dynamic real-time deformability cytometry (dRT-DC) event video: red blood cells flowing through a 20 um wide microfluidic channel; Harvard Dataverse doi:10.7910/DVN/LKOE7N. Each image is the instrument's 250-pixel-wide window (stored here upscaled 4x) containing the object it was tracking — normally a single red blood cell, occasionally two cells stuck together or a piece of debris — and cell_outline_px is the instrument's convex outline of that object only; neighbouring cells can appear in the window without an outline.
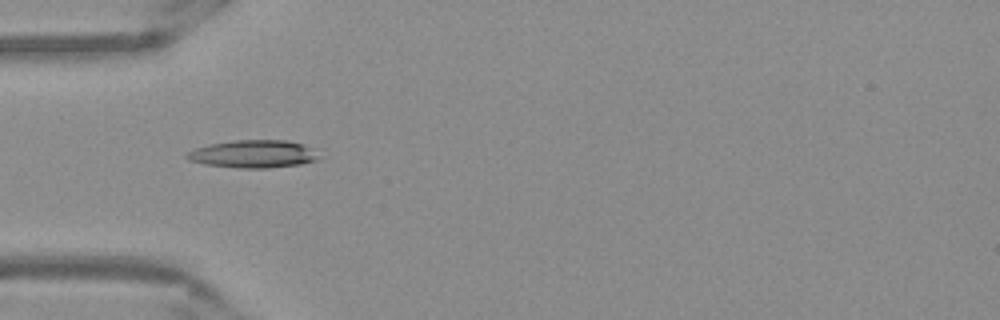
{"species": "Egyptian fruit bat (a non-hibernating species)", "species_latin": "Rousettus aegyptiacus", "temperature_condition": "warm", "stored_images_in_passage": 37, "camera_frame_rate_fps": 3000, "um_per_image_px": 0.085, "frame": {"image": 1, "passage_image": 1, "time_ms": 0.0, "image_size_px": [1000, 320], "cell_outline_px": [[320, 160], [300, 164], [268, 168], [236, 168], [204, 164], [188, 160], [184, 156], [188, 152], [196, 148], [212, 144], [236, 140], [288, 140], [312, 148], [320, 156]], "centroid_in_image_um": [21.55, 13.1], "position_along_channel_um": 63.4, "area_um2": 21.33}}
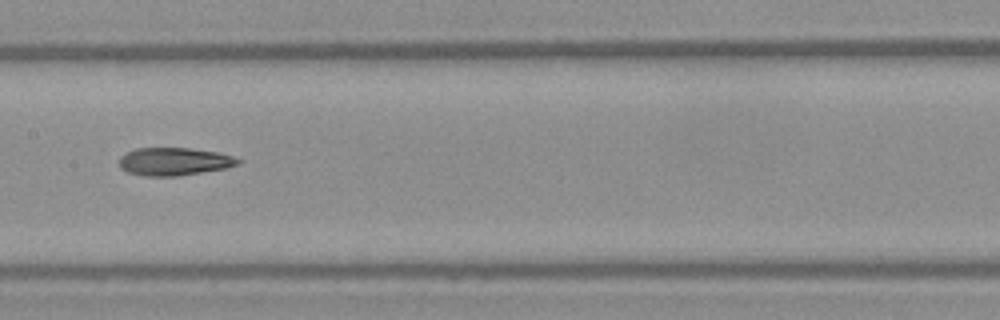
{"frame": {"image": 2, "passage_image": 11, "time_ms": 3.333, "image_size_px": [1000, 320], "cell_outline_px": [[240, 164], [224, 168], [176, 176], [144, 176], [128, 172], [120, 168], [120, 156], [136, 148], [192, 148], [220, 152], [232, 156], [240, 160]], "centroid_in_image_um": [14.8, 13.72], "position_along_channel_um": 192.6, "area_um2": 19.19}}
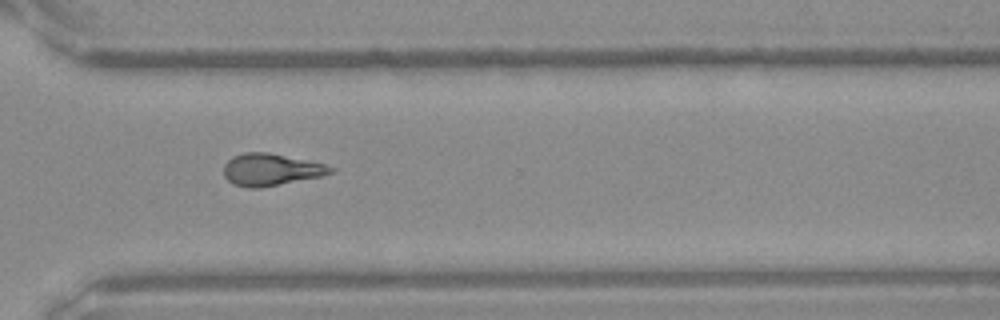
{"frame": {"image": 3, "passage_image": 23, "time_ms": 7.333, "image_size_px": [1000, 320], "cell_outline_px": [[336, 172], [324, 176], [260, 188], [248, 188], [232, 184], [224, 176], [224, 164], [232, 156], [244, 152], [268, 152], [324, 164], [336, 168]], "centroid_in_image_um": [23.04, 14.43], "position_along_channel_um": 347.6, "area_um2": 20.17}, "authors_computed_cell_mechanics": {"area_um2": 19.652, "velocity_mm_per_s": 3.8808, "shape_relaxation_time_tau1_ms": null, "shape_relaxation_time_tau2_ms": 7.3611, "deformation_change_tau1": null, "deformation_change_tau2": 0.2085}}